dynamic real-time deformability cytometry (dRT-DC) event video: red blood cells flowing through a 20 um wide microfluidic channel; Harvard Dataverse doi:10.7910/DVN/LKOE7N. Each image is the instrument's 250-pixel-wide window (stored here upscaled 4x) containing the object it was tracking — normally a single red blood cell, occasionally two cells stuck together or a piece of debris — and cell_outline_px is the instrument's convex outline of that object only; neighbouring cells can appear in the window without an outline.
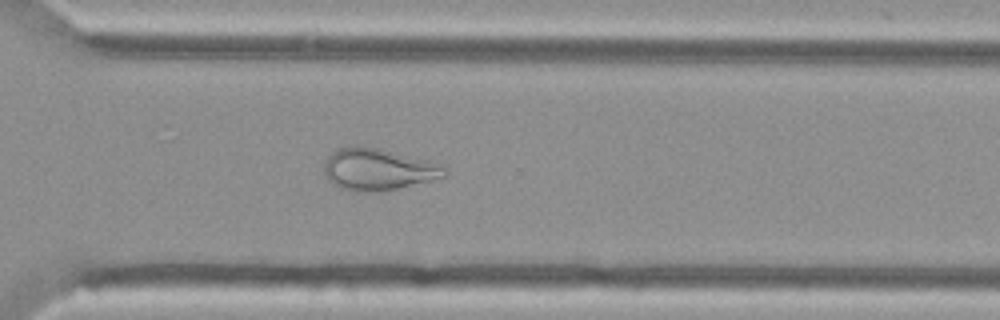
{"species": "Egyptian fruit bat (a non-hibernating species)", "species_latin": "Rousettus aegyptiacus", "temperature_condition": "cold", "stored_images_in_passage": 43, "camera_frame_rate_fps": 3000, "um_per_image_px": 0.085, "animal": {"sex": "female"}, "frame": {"image": 1, "passage_image": 28, "time_ms": 9.0, "image_size_px": [1000, 320], "cell_outline_px": [[448, 172], [444, 176], [380, 192], [352, 192], [340, 188], [332, 184], [324, 176], [324, 164], [328, 156], [336, 148], [348, 144], [356, 144], [380, 148], [440, 164], [448, 168]], "centroid_in_image_um": [32.04, 14.38], "position_along_channel_um": 338.6, "area_um2": 29.65}}
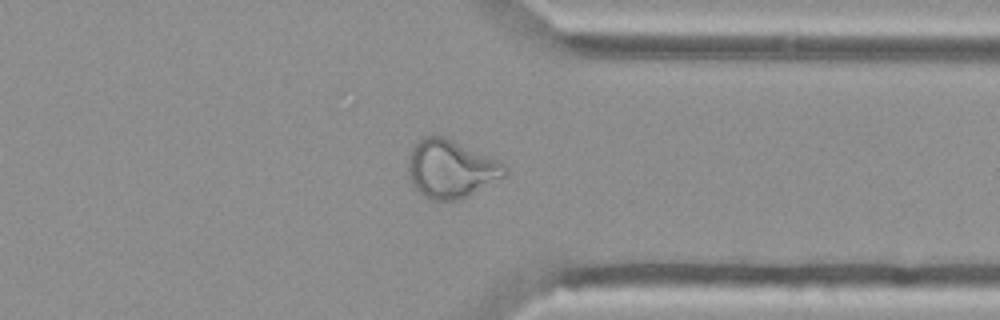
{"frame": {"image": 2, "passage_image": 31, "time_ms": 10.0, "image_size_px": [1000, 320], "cell_outline_px": [[508, 172], [504, 176], [468, 196], [456, 200], [432, 200], [416, 192], [408, 176], [408, 164], [412, 148], [424, 136], [444, 136], [496, 160], [504, 164], [508, 168]], "centroid_in_image_um": [38.29, 14.38], "position_along_channel_um": 373.1, "area_um2": 32.31}}
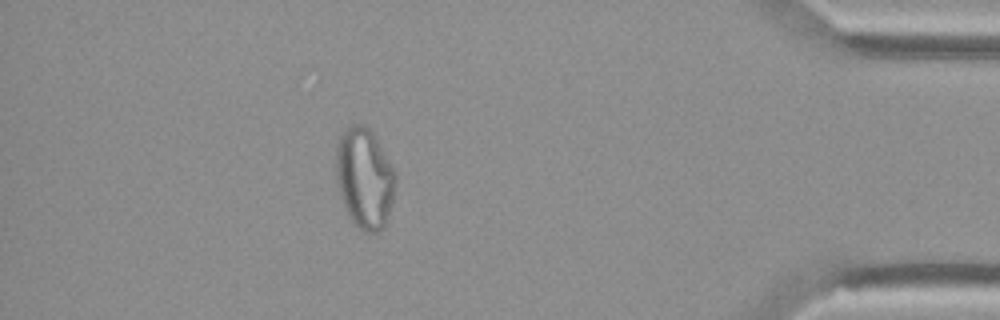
{"frame": {"image": 3, "passage_image": 37, "time_ms": 12.0, "image_size_px": [1000, 320], "cell_outline_px": [[396, 180], [392, 204], [388, 220], [384, 228], [376, 232], [364, 232], [348, 216], [336, 184], [336, 148], [340, 136], [344, 128], [352, 124], [360, 124], [368, 128], [376, 136], [396, 172]], "centroid_in_image_um": [30.99, 15.14], "position_along_channel_um": 404.2, "area_um2": 35.26}}